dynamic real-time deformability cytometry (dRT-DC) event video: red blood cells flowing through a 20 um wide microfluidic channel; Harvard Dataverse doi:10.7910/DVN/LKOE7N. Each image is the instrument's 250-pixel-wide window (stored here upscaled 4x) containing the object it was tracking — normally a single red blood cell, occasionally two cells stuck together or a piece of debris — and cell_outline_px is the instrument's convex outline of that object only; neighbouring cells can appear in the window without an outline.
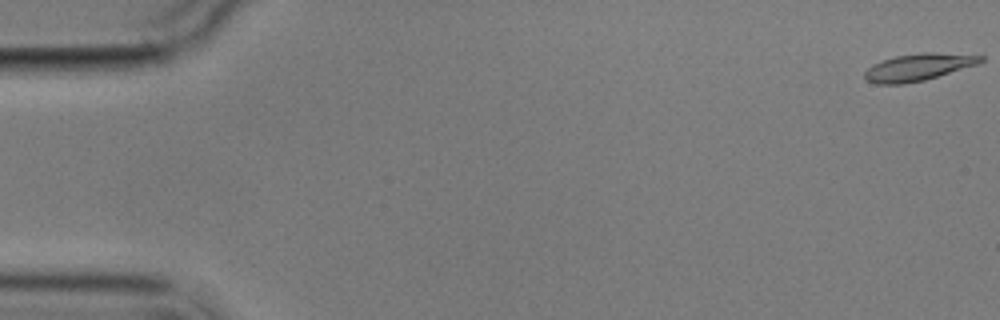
{"species": "common noctule bat (a hibernating species)", "species_latin": "Nyctalus noctula", "temperature_condition": "cold", "stored_images_in_passage": 11, "camera_frame_rate_fps": 3000, "um_per_image_px": 0.085, "animal": {"sex": "male", "body_mass_g": 17.9}, "frame": {"image": 1, "passage_image": 1, "time_ms": 0.0, "image_size_px": [1000, 320], "cell_outline_px": [[984, 60], [976, 64], [924, 80], [904, 84], [876, 84], [864, 80], [864, 72], [872, 64], [896, 56], [924, 52], [928, 52], [984, 56]], "centroid_in_image_um": [77.98, 5.72], "position_along_channel_um": 7.0, "area_um2": 17.98}}
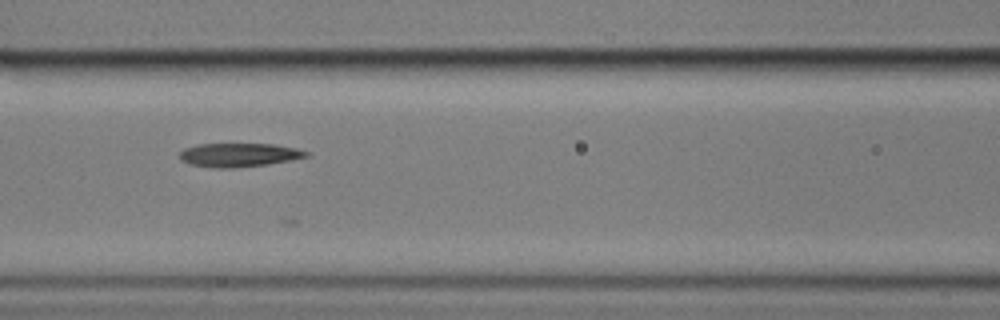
{"frame": {"image": 2, "passage_image": 7, "time_ms": 8.0, "image_size_px": [1000, 320], "cell_outline_px": [[308, 156], [292, 160], [268, 164], [232, 168], [216, 168], [188, 164], [180, 160], [180, 152], [184, 148], [196, 144], [272, 144], [296, 148], [308, 152]], "centroid_in_image_um": [20.27, 13.17], "position_along_channel_um": 146.3, "area_um2": 17.51}}
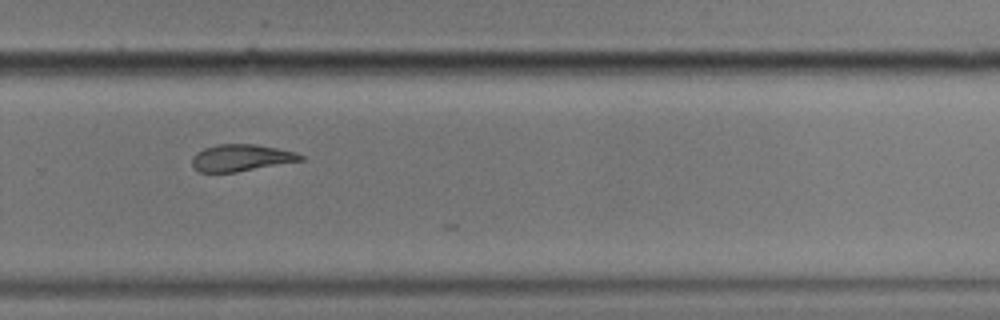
{"frame": {"image": 3, "passage_image": 11, "time_ms": 12.667, "image_size_px": [1000, 320], "cell_outline_px": [[304, 160], [236, 172], [200, 172], [192, 168], [192, 156], [196, 152], [204, 148], [216, 144], [256, 144], [296, 152], [304, 156]], "centroid_in_image_um": [20.47, 13.41], "position_along_channel_um": 309.3, "area_um2": 17.05}}